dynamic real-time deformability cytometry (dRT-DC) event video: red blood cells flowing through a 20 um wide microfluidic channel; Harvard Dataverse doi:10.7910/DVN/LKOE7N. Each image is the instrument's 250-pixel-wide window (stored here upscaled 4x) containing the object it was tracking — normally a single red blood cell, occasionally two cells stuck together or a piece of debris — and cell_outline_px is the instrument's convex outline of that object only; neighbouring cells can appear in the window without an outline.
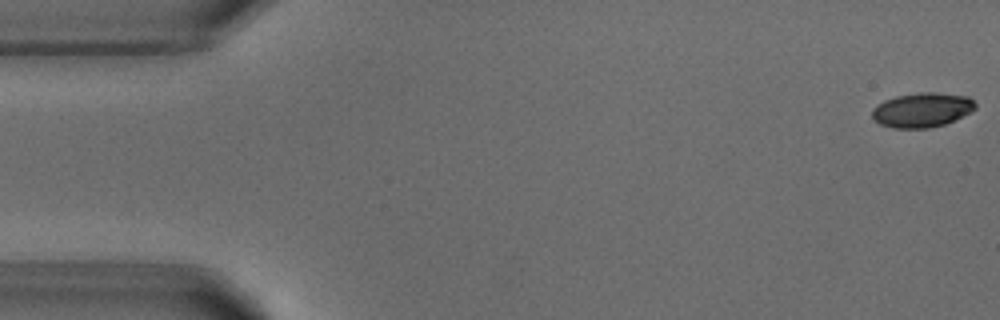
{"species": "common noctule bat (a hibernating species)", "species_latin": "Nyctalus noctula", "temperature_condition": "warm", "stored_images_in_passage": 43, "camera_frame_rate_fps": 3000, "um_per_image_px": 0.085, "animal": {"sex": "male", "body_mass_g": 18.8}, "frame": {"image": 1, "passage_image": 1, "time_ms": 0.0, "image_size_px": [1000, 320], "cell_outline_px": [[976, 108], [944, 124], [928, 128], [892, 128], [880, 124], [872, 116], [872, 108], [884, 100], [896, 96], [920, 92], [936, 92], [968, 96], [976, 104]], "centroid_in_image_um": [78.34, 9.33], "position_along_channel_um": 6.7, "area_um2": 20.58}}
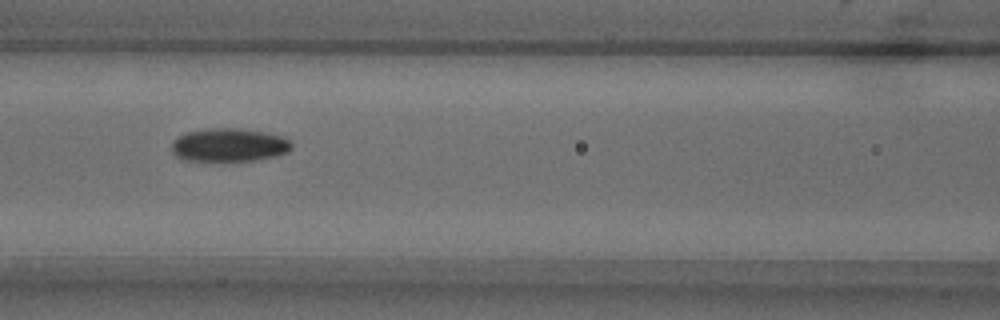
{"frame": {"image": 2, "passage_image": 22, "time_ms": 7.0, "image_size_px": [1000, 320], "cell_outline_px": [[292, 148], [288, 152], [276, 156], [256, 160], [188, 160], [176, 156], [172, 152], [172, 140], [184, 132], [208, 128], [236, 128], [264, 132], [284, 136], [292, 144]], "centroid_in_image_um": [19.47, 12.31], "position_along_channel_um": 147.1, "area_um2": 23.29}}
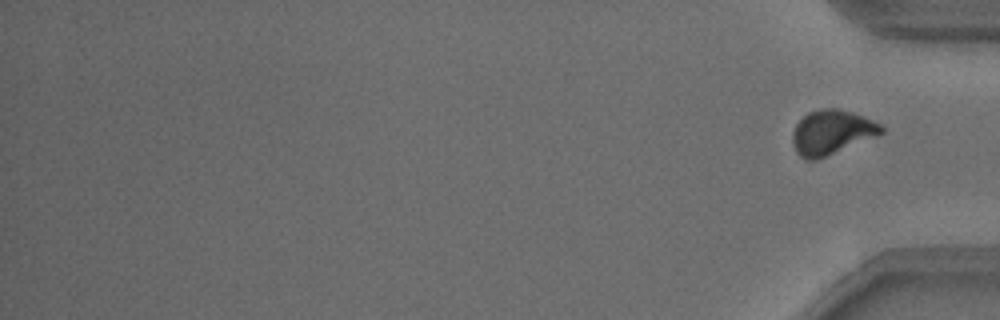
{"frame": {"image": 3, "passage_image": 43, "time_ms": 1684.667, "image_size_px": [1000, 320], "cell_outline_px": [[884, 132], [876, 136], [816, 160], [804, 160], [796, 152], [792, 140], [792, 132], [796, 124], [808, 112], [820, 108], [836, 108], [852, 112], [864, 116], [880, 124], [884, 128]], "centroid_in_image_um": [70.67, 11.24], "position_along_channel_um": 364.5, "area_um2": 22.95}}